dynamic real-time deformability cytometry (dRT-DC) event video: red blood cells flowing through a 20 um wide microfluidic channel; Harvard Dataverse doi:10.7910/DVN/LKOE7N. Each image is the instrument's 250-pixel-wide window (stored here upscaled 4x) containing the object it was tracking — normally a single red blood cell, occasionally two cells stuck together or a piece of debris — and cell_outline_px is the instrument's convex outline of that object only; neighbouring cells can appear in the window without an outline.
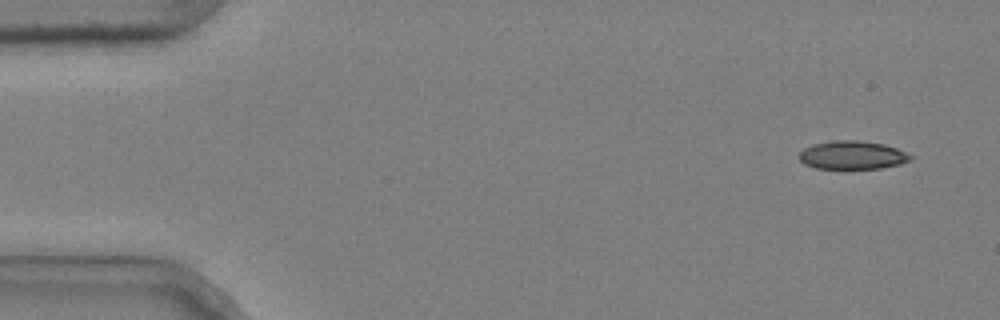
{"species": "common noctule bat (a hibernating species)", "species_latin": "Nyctalus noctula", "temperature_condition": "cold", "stored_images_in_passage": 4, "camera_frame_rate_fps": 3000, "um_per_image_px": 0.085, "animal": {"sex": "male", "body_mass_g": 20.4}, "frame": {"image": 1, "passage_image": 1, "time_ms": 0.0, "image_size_px": [1000, 320], "cell_outline_px": [[912, 160], [900, 164], [880, 168], [844, 172], [816, 168], [804, 164], [800, 160], [800, 152], [804, 148], [812, 144], [836, 140], [856, 140], [884, 144], [896, 148], [912, 156]], "centroid_in_image_um": [72.42, 13.24], "position_along_channel_um": 12.6, "area_um2": 19.13}}
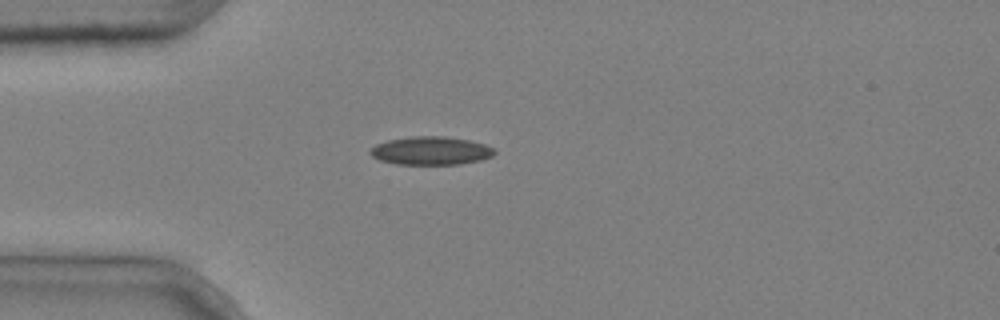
{"frame": {"image": 2, "passage_image": 4, "time_ms": 1.0, "image_size_px": [1000, 320], "cell_outline_px": [[496, 152], [492, 156], [480, 160], [456, 164], [396, 164], [380, 160], [372, 156], [368, 152], [376, 144], [388, 140], [412, 136], [444, 136], [468, 140], [484, 144], [492, 148]], "centroid_in_image_um": [36.6, 12.81], "position_along_channel_um": 48.4, "area_um2": 20.29}}